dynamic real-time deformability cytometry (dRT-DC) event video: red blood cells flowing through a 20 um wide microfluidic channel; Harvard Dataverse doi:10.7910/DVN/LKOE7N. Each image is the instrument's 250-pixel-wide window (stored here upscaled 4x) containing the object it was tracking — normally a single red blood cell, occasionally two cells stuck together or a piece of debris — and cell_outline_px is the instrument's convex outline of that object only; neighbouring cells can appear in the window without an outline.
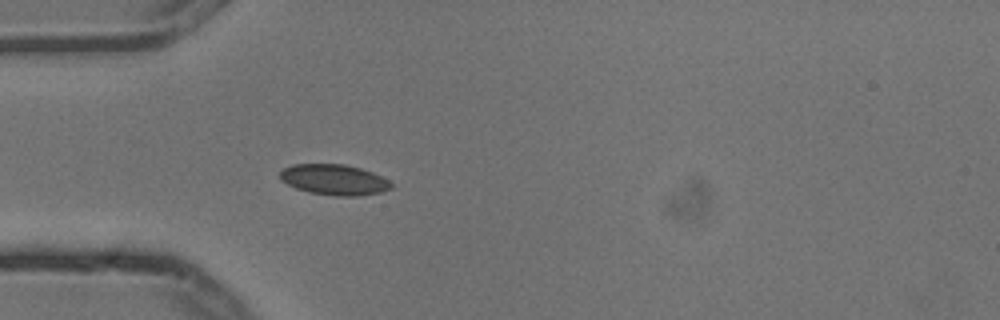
{"species": "common noctule bat (a hibernating species)", "species_latin": "Nyctalus noctula", "temperature_condition": "cold", "stored_images_in_passage": 2, "camera_frame_rate_fps": 3000, "um_per_image_px": 0.085, "animal": {"sex": "male", "body_mass_g": 13.3}, "frame": {"image": 1, "passage_image": 2, "time_ms": 0.333, "image_size_px": [1000, 320], "cell_outline_px": [[392, 188], [380, 192], [360, 196], [336, 196], [308, 192], [296, 188], [280, 180], [280, 172], [284, 168], [292, 164], [344, 164], [360, 168], [372, 172], [388, 180], [392, 184]], "centroid_in_image_um": [28.39, 15.27], "position_along_channel_um": 56.6, "area_um2": 19.83}}